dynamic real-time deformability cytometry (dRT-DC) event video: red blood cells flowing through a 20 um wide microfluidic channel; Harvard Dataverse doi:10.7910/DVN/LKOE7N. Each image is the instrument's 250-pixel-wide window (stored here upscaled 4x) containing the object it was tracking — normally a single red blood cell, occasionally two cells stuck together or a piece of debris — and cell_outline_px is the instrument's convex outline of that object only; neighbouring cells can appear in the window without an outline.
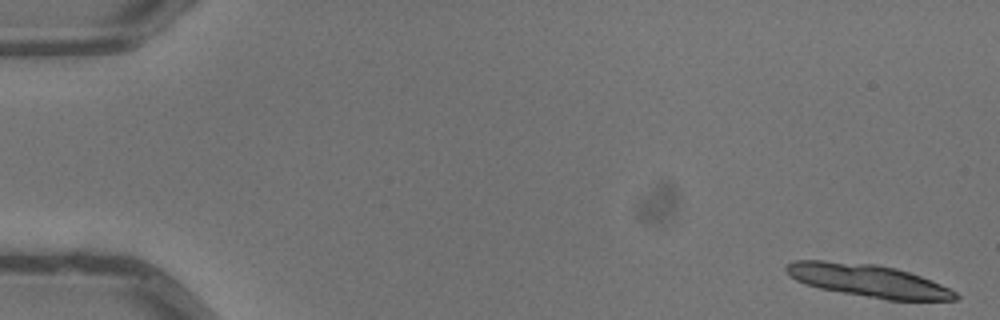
{"species": "common noctule bat (a hibernating species)", "species_latin": "Nyctalus noctula", "temperature_condition": "warm", "stored_images_in_passage": 5, "camera_frame_rate_fps": 3000, "um_per_image_px": 0.085, "animal": {"sex": "male", "body_mass_g": 13.3}, "frame": {"image": 1, "passage_image": 1, "time_ms": 0.0, "image_size_px": [1000, 320], "cell_outline_px": [[960, 296], [956, 300], [888, 300], [820, 288], [796, 280], [788, 276], [784, 268], [784, 264], [792, 260], [824, 260], [876, 264], [896, 268], [920, 276], [940, 284], [956, 292]], "centroid_in_image_um": [73.75, 23.83], "position_along_channel_um": 11.2, "area_um2": 32.08}}
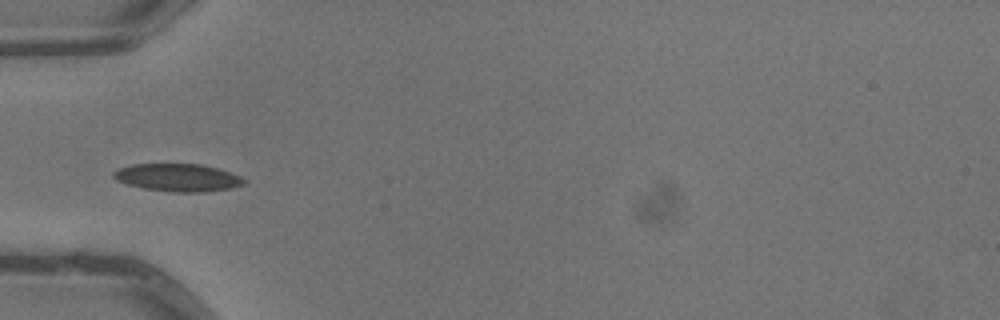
{"frame": {"image": 2, "passage_image": 5, "time_ms": 1.333, "image_size_px": [1000, 320], "cell_outline_px": [[248, 180], [244, 184], [232, 188], [200, 192], [176, 192], [144, 188], [128, 184], [116, 180], [112, 176], [112, 172], [120, 168], [132, 164], [204, 164], [240, 176]], "centroid_in_image_um": [15.12, 15.09], "position_along_channel_um": 69.9, "area_um2": 20.92}}